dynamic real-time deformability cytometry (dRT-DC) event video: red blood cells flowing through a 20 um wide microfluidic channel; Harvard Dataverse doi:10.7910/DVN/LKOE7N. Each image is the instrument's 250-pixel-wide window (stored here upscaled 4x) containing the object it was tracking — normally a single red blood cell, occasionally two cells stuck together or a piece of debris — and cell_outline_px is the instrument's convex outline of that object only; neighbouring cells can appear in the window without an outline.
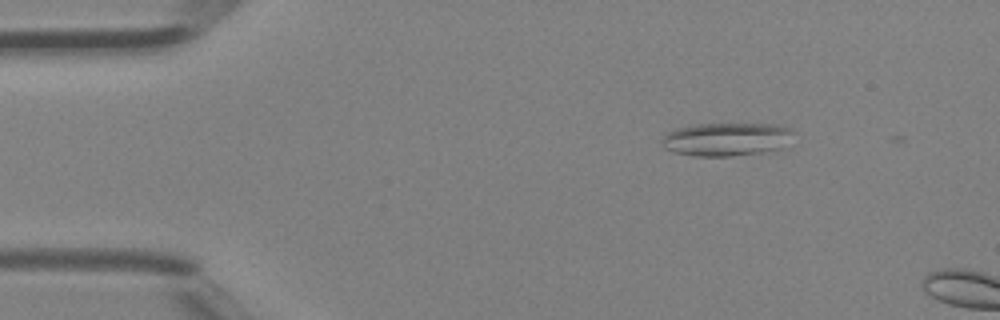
{"species": "Egyptian fruit bat (a non-hibernating species)", "species_latin": "Rousettus aegyptiacus", "temperature_condition": "room temperature", "stored_images_in_passage": 3, "camera_frame_rate_fps": 3000, "um_per_image_px": 0.085, "animal": {"sex": "female"}, "frame": {"image": 1, "passage_image": 2, "time_ms": 0.333, "image_size_px": [1000, 320], "cell_outline_px": [[796, 132], [784, 152], [732, 156], [696, 156], [676, 152], [664, 148], [664, 136], [668, 132], [676, 128], [696, 124], [776, 124], [792, 128]], "centroid_in_image_um": [61.96, 11.86], "position_along_channel_um": 23.0, "area_um2": 26.41}}